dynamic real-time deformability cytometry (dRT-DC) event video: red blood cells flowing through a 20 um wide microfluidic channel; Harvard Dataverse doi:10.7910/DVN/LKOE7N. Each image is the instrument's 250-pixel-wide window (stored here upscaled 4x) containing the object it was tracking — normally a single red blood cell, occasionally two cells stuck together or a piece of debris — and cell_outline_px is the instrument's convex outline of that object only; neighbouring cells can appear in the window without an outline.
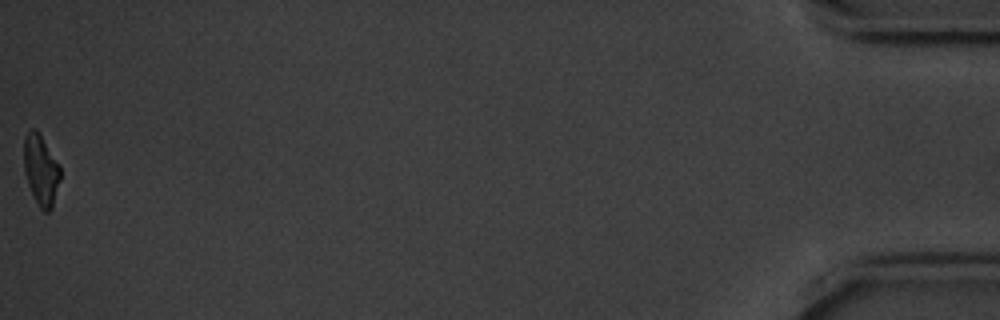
{"species": "common noctule bat (a hibernating species)", "species_latin": "Nyctalus noctula", "temperature_condition": "cold", "stored_images_in_passage": 42, "camera_frame_rate_fps": 3000, "um_per_image_px": 0.085, "animal": {"sex": "male", "body_mass_g": 20.1, "forearm_length_mm": 53.5}, "frame": {"image": 1, "passage_image": 42, "time_ms": 13.667, "image_size_px": [1000, 320], "cell_outline_px": [[60, 180], [52, 208], [48, 212], [44, 212], [40, 208], [28, 184], [24, 172], [24, 136], [32, 128], [36, 128], [40, 132], [60, 164]], "centroid_in_image_um": [3.49, 14.4], "position_along_channel_um": 431.7, "area_um2": 15.14}, "authors_computed_cell_mechanics": {"area_um2": 16.3574, "velocity_mm_per_s": 3.5546, "shape_relaxation_time_tau1_ms": 2.0119, "shape_relaxation_time_tau2_ms": null, "deformation_change_tau1": 0.1371, "deformation_change_tau2": null}}